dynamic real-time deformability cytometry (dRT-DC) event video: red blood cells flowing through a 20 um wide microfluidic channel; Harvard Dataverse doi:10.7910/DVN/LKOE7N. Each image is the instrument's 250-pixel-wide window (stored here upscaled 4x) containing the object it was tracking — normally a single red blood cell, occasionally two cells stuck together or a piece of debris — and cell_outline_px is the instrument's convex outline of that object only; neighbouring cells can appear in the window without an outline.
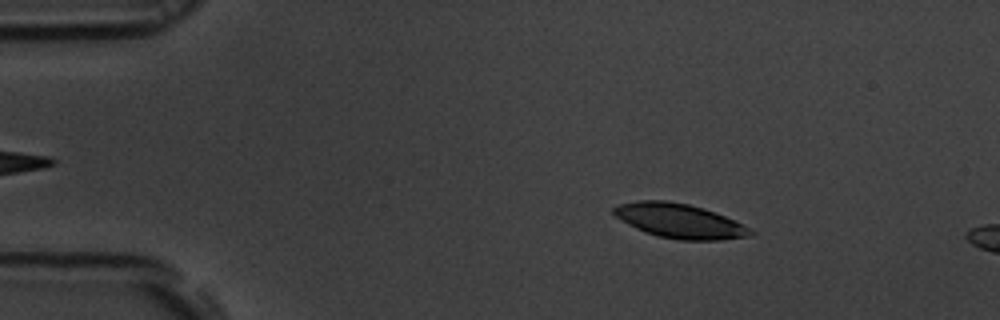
{"species": "common noctule bat (a hibernating species)", "species_latin": "Nyctalus noctula", "temperature_condition": "room temperature", "stored_images_in_passage": 13, "camera_frame_rate_fps": 3000, "um_per_image_px": 0.085, "animal": {"sex": "male", "body_mass_g": 19.5, "forearm_length_mm": 54.6}, "frame": {"image": 1, "passage_image": 8, "time_ms": 2.333, "image_size_px": [1000, 320], "cell_outline_px": [[756, 232], [752, 236], [720, 240], [676, 240], [656, 236], [644, 232], [628, 224], [616, 216], [612, 212], [612, 208], [620, 204], [636, 200], [668, 200], [688, 204], [724, 216], [752, 228]], "centroid_in_image_um": [57.77, 18.79], "position_along_channel_um": 27.2, "area_um2": 27.51}}